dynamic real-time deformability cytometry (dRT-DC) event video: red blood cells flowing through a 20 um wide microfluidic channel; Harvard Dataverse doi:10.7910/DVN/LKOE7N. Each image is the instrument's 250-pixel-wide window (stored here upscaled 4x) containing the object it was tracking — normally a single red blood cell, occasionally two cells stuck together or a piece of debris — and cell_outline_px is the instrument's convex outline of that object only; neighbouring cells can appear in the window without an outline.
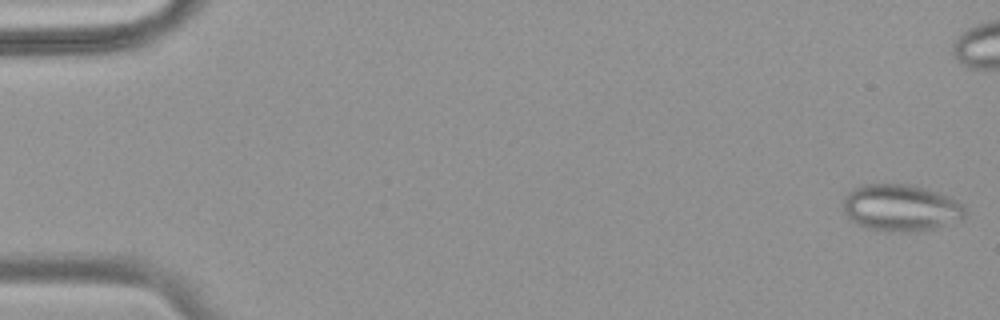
{"species": "common noctule bat (a hibernating species)", "species_latin": "Nyctalus noctula", "temperature_condition": "warm", "stored_images_in_passage": 55, "camera_frame_rate_fps": 3000, "um_per_image_px": 0.085, "animal": {"sex": "female", "body_mass_g": 18.4}, "frame": {"image": 1, "passage_image": 1, "time_ms": 0.0, "image_size_px": [1000, 320], "cell_outline_px": [[968, 212], [960, 220], [936, 228], [908, 232], [884, 232], [868, 228], [852, 220], [844, 212], [844, 196], [848, 192], [864, 184], [912, 184], [928, 188], [948, 196], [964, 204]], "centroid_in_image_um": [76.62, 17.66], "position_along_channel_um": 8.4, "area_um2": 33.52}}
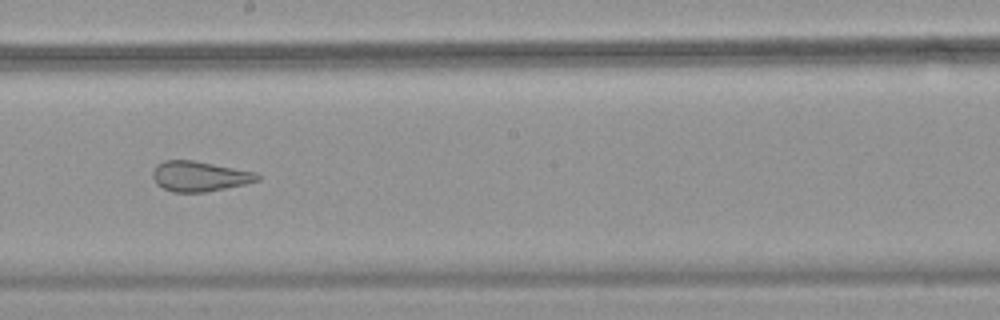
{"frame": {"image": 2, "passage_image": 31, "time_ms": 10.0, "image_size_px": [1000, 320], "cell_outline_px": [[260, 180], [244, 184], [204, 192], [172, 192], [156, 184], [152, 176], [152, 172], [156, 164], [164, 160], [192, 160], [256, 172], [260, 176]], "centroid_in_image_um": [16.92, 14.98], "position_along_channel_um": 231.3, "area_um2": 18.32}}
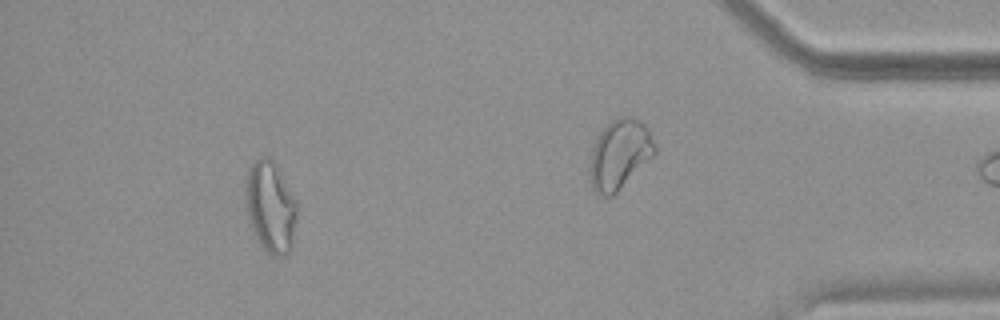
{"frame": {"image": 3, "passage_image": 50, "time_ms": 16.333, "image_size_px": [1000, 320], "cell_outline_px": [[300, 204], [292, 248], [288, 256], [280, 256], [268, 252], [256, 240], [252, 232], [248, 216], [244, 196], [244, 180], [252, 164], [260, 156], [268, 156], [272, 160]], "centroid_in_image_um": [23.02, 17.61], "position_along_channel_um": 412.2, "area_um2": 28.15}, "authors_computed_cell_mechanics": {"area_um2": 25.8366, "velocity_mm_per_s": 3.7364, "shape_relaxation_time_tau1_ms": null, "shape_relaxation_time_tau2_ms": 1.2223, "deformation_change_tau1": null, "deformation_change_tau2": 0.1058}}